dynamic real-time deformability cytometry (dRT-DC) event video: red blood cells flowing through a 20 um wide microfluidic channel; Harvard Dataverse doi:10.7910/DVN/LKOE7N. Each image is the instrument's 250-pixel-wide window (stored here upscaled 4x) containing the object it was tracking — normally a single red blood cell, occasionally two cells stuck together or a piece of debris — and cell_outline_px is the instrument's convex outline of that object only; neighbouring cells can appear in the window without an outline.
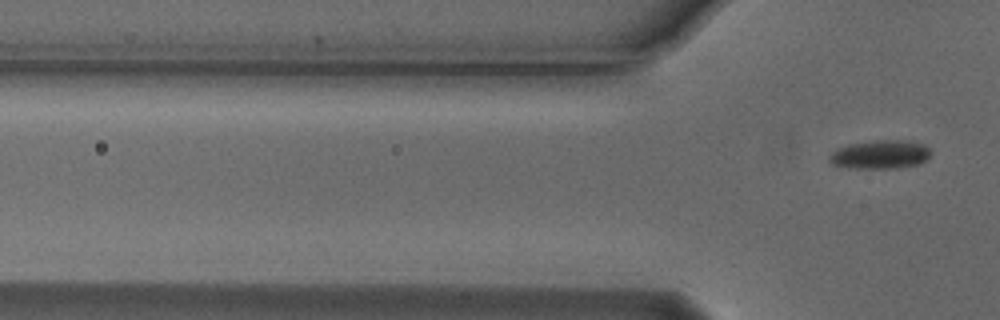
{"species": "Egyptian fruit bat (a non-hibernating species)", "species_latin": "Rousettus aegyptiacus", "temperature_condition": "cold", "stored_images_in_passage": 3, "camera_frame_rate_fps": 3000, "um_per_image_px": 0.085, "animal": {"sex": "male"}, "frame": {"image": 1, "passage_image": 3, "time_ms": 0.667, "image_size_px": [1000, 320], "cell_outline_px": [[932, 152], [928, 160], [920, 164], [896, 168], [848, 168], [832, 164], [828, 160], [828, 156], [832, 152], [848, 144], [876, 140], [900, 140], [924, 144]], "centroid_in_image_um": [74.84, 13.14], "position_along_channel_um": 51.0, "area_um2": 17.05}}